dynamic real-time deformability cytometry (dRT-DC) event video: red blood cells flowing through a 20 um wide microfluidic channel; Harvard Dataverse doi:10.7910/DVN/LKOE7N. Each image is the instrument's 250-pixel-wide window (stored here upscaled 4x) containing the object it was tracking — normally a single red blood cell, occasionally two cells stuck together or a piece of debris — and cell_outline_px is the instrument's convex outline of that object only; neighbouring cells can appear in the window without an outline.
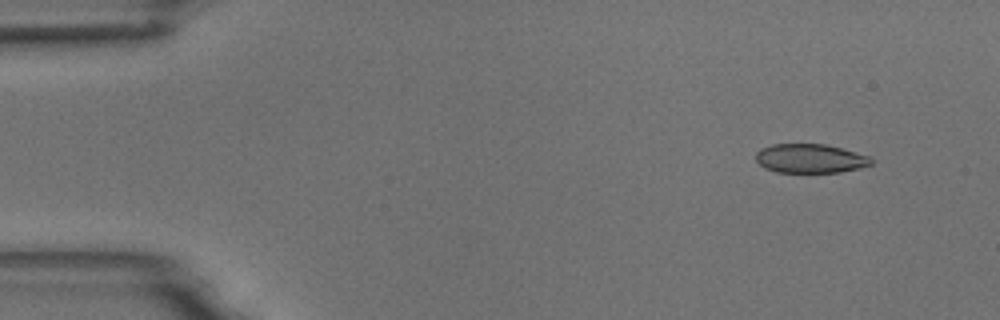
{"species": "common noctule bat (a hibernating species)", "species_latin": "Nyctalus noctula", "temperature_condition": "room temperature", "stored_images_in_passage": 4, "camera_frame_rate_fps": 3000, "um_per_image_px": 0.085, "animal": {"sex": "male", "body_mass_g": 18.8}, "frame": {"image": 1, "passage_image": 1, "time_ms": 0.0, "image_size_px": [1000, 320], "cell_outline_px": [[872, 164], [860, 168], [840, 172], [776, 172], [764, 168], [756, 160], [756, 152], [760, 148], [772, 144], [824, 144], [872, 156]], "centroid_in_image_um": [68.87, 13.47], "position_along_channel_um": 16.1, "area_um2": 19.59}}
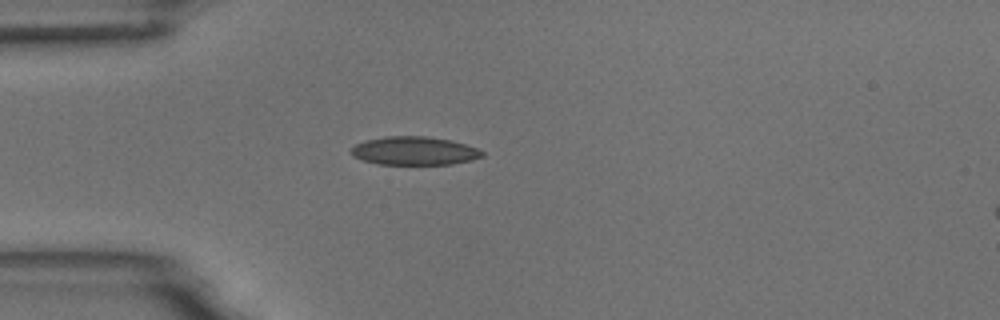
{"frame": {"image": 2, "passage_image": 4, "time_ms": 3.333, "image_size_px": [1000, 320], "cell_outline_px": [[484, 156], [472, 160], [452, 164], [376, 164], [352, 156], [348, 152], [356, 144], [364, 140], [384, 136], [428, 136], [452, 140], [476, 148], [484, 152]], "centroid_in_image_um": [35.19, 12.81], "position_along_channel_um": 49.8, "area_um2": 21.85}}